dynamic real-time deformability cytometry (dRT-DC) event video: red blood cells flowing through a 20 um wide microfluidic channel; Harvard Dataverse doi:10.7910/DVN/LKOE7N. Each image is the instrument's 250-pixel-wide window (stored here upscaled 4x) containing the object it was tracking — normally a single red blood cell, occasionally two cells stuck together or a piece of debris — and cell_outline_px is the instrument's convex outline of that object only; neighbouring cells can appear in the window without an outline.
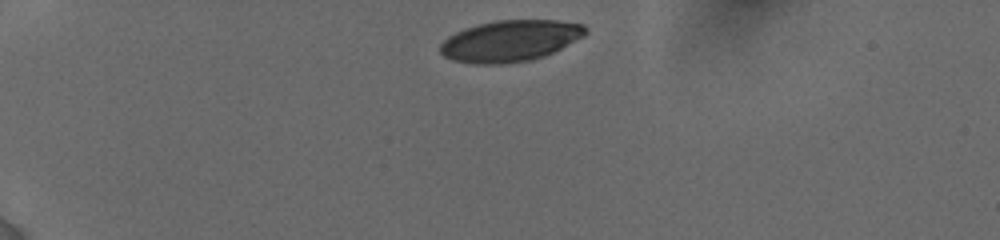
{"species": "human", "species_latin": "Homo sapiens", "temperature_condition": "cold", "stored_images_in_passage": 29, "camera_frame_rate_fps": 3000, "um_per_image_px": 0.085, "donor": {"sex": "female"}, "frame": {"image": 1, "passage_image": 1, "time_ms": 0.0, "image_size_px": [1000, 240], "cell_outline_px": [[588, 32], [584, 36], [544, 56], [532, 60], [500, 64], [476, 64], [452, 60], [444, 56], [440, 52], [440, 44], [448, 36], [464, 28], [496, 20], [556, 20], [584, 24], [588, 28]], "centroid_in_image_um": [43.37, 3.47], "position_along_channel_um": 41.6, "area_um2": 34.97}}
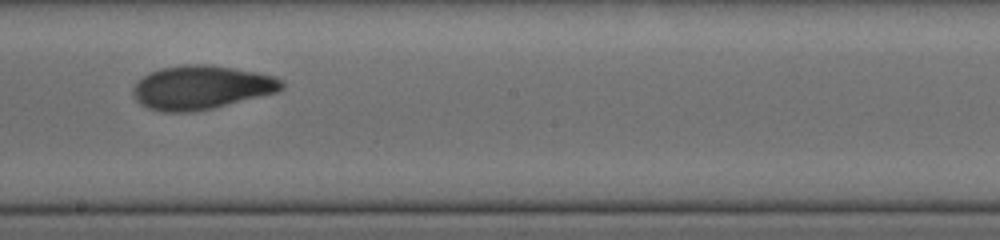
{"frame": {"image": 2, "passage_image": 16, "time_ms": 6.667, "image_size_px": [1000, 240], "cell_outline_px": [[284, 88], [276, 92], [212, 108], [184, 112], [164, 112], [148, 108], [140, 104], [136, 100], [132, 92], [132, 88], [136, 80], [148, 72], [160, 68], [184, 64], [208, 64], [256, 72], [272, 76], [284, 80]], "centroid_in_image_um": [17.05, 7.42], "position_along_channel_um": 231.1, "area_um2": 37.92}}
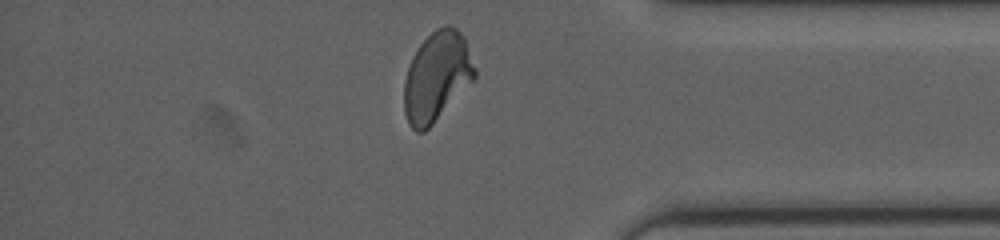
{"frame": {"image": 3, "passage_image": 28, "time_ms": 11.333, "image_size_px": [1000, 240], "cell_outline_px": [[476, 76], [432, 124], [424, 132], [416, 132], [408, 124], [404, 112], [404, 80], [412, 56], [420, 44], [436, 28], [444, 24], [448, 24], [456, 28], [460, 32], [464, 40], [476, 68]], "centroid_in_image_um": [37.1, 6.5], "position_along_channel_um": 398.1, "area_um2": 36.36}, "authors_computed_cell_mechanics": {"area_um2": 37.0498, "velocity_mm_per_s": 3.8318, "shape_relaxation_time_tau1_ms": 4.0355, "shape_relaxation_time_tau2_ms": 2.1912, "deformation_change_tau1": 0.1597, "deformation_change_tau2": 0.0828}}